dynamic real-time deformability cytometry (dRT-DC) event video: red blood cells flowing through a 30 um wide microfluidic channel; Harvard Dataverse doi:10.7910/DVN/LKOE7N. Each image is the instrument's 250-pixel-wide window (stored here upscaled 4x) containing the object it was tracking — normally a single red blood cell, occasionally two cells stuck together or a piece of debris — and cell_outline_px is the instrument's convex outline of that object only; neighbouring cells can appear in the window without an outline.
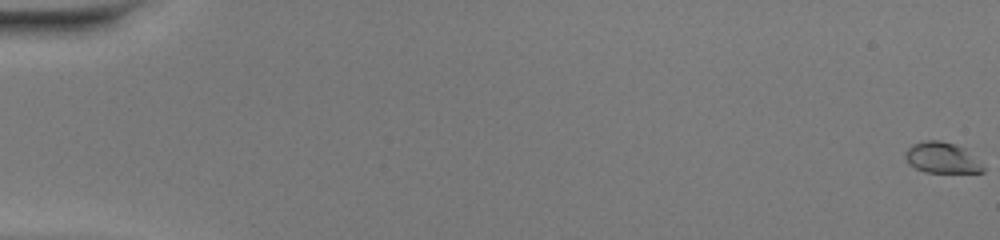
{"species": "common noctule bat (a hibernating species)", "species_latin": "Nyctalus noctula", "temperature_condition": "warm", "stored_images_in_passage": 51, "camera_frame_rate_fps": 3000, "um_per_image_px": 0.085, "animal": {"sex": "female", "body_mass_g": 20.0, "forearm_length_mm": 54.0}, "frame": {"image": 1, "passage_image": 1, "time_ms": 0.0, "image_size_px": [1000, 240], "cell_outline_px": [[984, 172], [924, 172], [908, 164], [904, 156], [904, 152], [912, 144], [924, 140], [940, 140], [956, 144], [964, 148], [984, 168]], "centroid_in_image_um": [79.99, 13.4], "position_along_channel_um": 5.0, "area_um2": 13.87}}
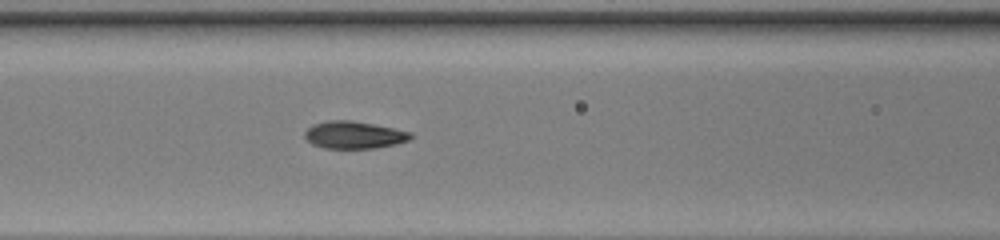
{"frame": {"image": 2, "passage_image": 24, "time_ms": 7.667, "image_size_px": [1000, 240], "cell_outline_px": [[416, 136], [408, 140], [396, 144], [376, 148], [324, 148], [312, 144], [304, 136], [304, 132], [312, 124], [328, 120], [352, 120], [412, 132]], "centroid_in_image_um": [30.1, 11.47], "position_along_channel_um": 136.5, "area_um2": 16.94}}
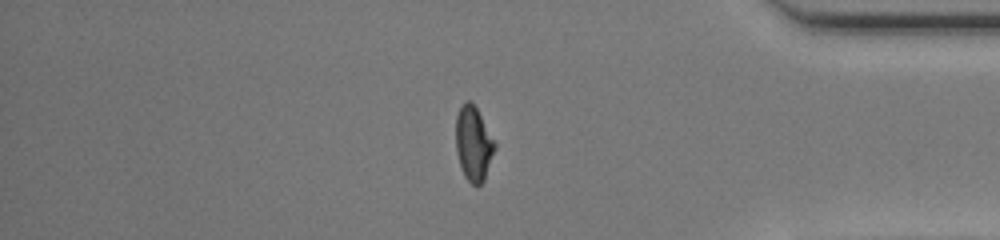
{"frame": {"image": 3, "passage_image": 44, "time_ms": 14.333, "image_size_px": [1000, 240], "cell_outline_px": [[496, 148], [484, 180], [480, 184], [472, 184], [464, 176], [456, 152], [456, 116], [460, 108], [468, 100], [472, 100], [496, 144]], "centroid_in_image_um": [40.25, 12.21], "position_along_channel_um": 395.0, "area_um2": 16.7}, "authors_computed_cell_mechanics": {"area_um2": 16.7042, "velocity_mm_per_s": 4.224, "shape_relaxation_time_tau1_ms": 4.0277, "shape_relaxation_time_tau2_ms": 0.857, "deformation_change_tau1": 0.215, "deformation_change_tau2": 0.0581}}